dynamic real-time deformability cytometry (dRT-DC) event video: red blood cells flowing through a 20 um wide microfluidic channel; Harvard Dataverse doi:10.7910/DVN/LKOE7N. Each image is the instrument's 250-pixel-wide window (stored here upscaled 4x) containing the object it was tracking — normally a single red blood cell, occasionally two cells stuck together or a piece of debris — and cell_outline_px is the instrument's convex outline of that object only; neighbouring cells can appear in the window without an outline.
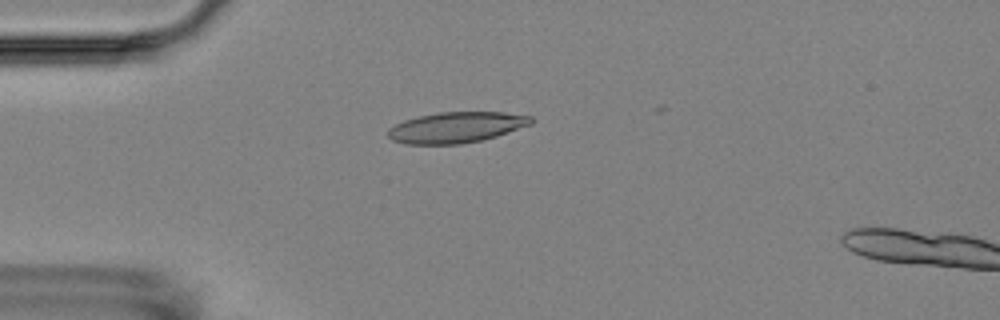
{"species": "Egyptian fruit bat (a non-hibernating species)", "species_latin": "Rousettus aegyptiacus", "temperature_condition": "room temperature", "stored_images_in_passage": 4, "camera_frame_rate_fps": 3000, "um_per_image_px": 0.085, "animal": {"sex": "female"}, "frame": {"image": 1, "passage_image": 3, "time_ms": 2.333, "image_size_px": [1000, 320], "cell_outline_px": [[536, 120], [532, 124], [484, 140], [460, 144], [404, 144], [392, 140], [388, 136], [388, 128], [404, 120], [420, 116], [440, 112], [504, 112], [532, 116]], "centroid_in_image_um": [38.81, 10.83], "position_along_channel_um": 46.2, "area_um2": 25.78}}